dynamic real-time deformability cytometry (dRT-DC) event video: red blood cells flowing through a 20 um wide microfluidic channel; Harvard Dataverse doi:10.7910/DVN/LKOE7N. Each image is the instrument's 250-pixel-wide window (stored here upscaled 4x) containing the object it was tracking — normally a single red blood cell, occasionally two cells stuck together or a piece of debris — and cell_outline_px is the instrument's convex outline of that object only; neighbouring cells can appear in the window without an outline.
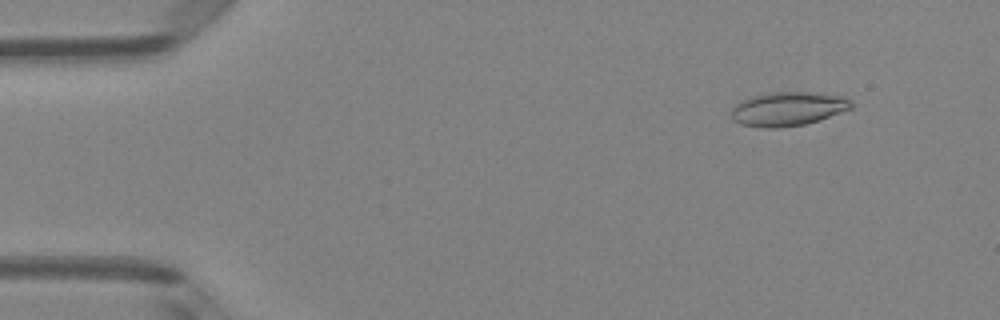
{"species": "Egyptian fruit bat (a non-hibernating species)", "species_latin": "Rousettus aegyptiacus", "temperature_condition": "room temperature", "stored_images_in_passage": 49, "camera_frame_rate_fps": 3000, "um_per_image_px": 0.085, "animal": {"sex": "female"}, "frame": {"image": 1, "passage_image": 5, "time_ms": 1.333, "image_size_px": [1000, 320], "cell_outline_px": [[852, 108], [820, 120], [804, 124], [776, 128], [764, 128], [740, 124], [732, 120], [732, 108], [736, 104], [752, 96], [768, 92], [812, 92], [844, 96], [852, 100]], "centroid_in_image_um": [66.99, 9.25], "position_along_channel_um": 18.0, "area_um2": 23.81}}
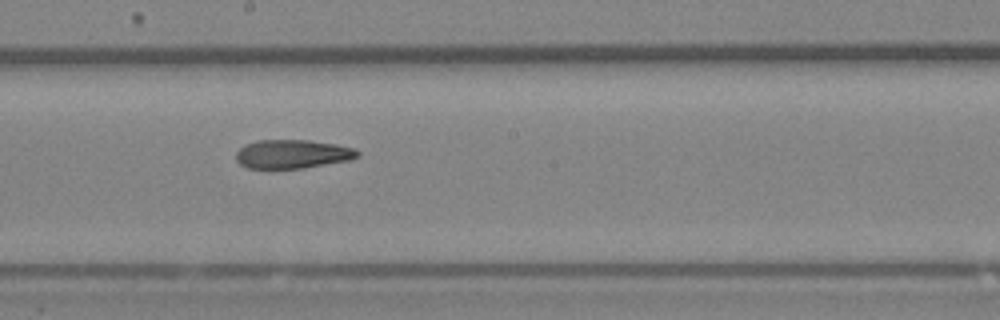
{"frame": {"image": 2, "passage_image": 27, "time_ms": 8.667, "image_size_px": [1000, 320], "cell_outline_px": [[360, 156], [348, 160], [304, 168], [248, 168], [240, 164], [236, 160], [236, 152], [244, 144], [256, 140], [308, 140], [336, 144], [356, 148], [360, 152]], "centroid_in_image_um": [24.86, 13.08], "position_along_channel_um": 223.3, "area_um2": 20.46}}
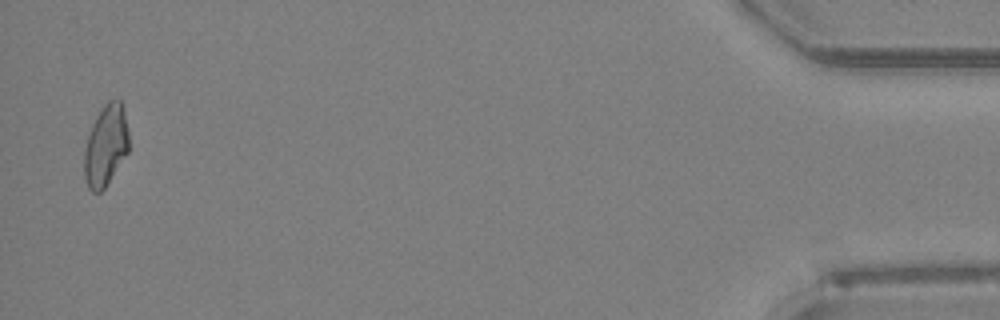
{"frame": {"image": 3, "passage_image": 48, "time_ms": 15.667, "image_size_px": [1000, 320], "cell_outline_px": [[128, 152], [104, 188], [100, 192], [92, 192], [88, 188], [84, 176], [84, 148], [92, 124], [96, 116], [104, 104], [108, 100], [120, 100], [124, 108], [128, 132]], "centroid_in_image_um": [8.98, 12.36], "position_along_channel_um": 426.2, "area_um2": 21.04}, "authors_computed_cell_mechanics": {"area_um2": 21.4438, "velocity_mm_per_s": 4.1311, "shape_relaxation_time_tau1_ms": null, "shape_relaxation_time_tau2_ms": 3.5389, "deformation_change_tau1": null, "deformation_change_tau2": 0.1176}}